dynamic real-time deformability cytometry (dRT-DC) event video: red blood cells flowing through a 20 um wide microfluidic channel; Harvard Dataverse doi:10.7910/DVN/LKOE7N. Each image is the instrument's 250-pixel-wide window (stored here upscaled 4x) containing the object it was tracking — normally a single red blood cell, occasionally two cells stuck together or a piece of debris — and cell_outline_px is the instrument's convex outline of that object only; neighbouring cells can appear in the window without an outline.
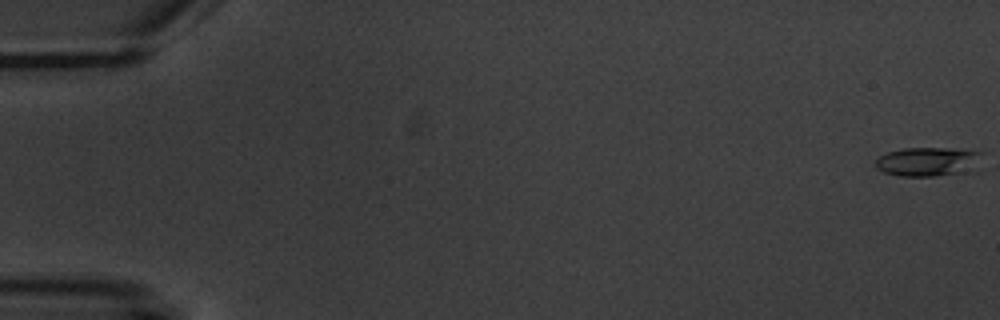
{"species": "common noctule bat (a hibernating species)", "species_latin": "Nyctalus noctula", "temperature_condition": "warm", "stored_images_in_passage": 16, "camera_frame_rate_fps": 3000, "um_per_image_px": 0.085, "animal": {"sex": "male", "body_mass_g": 20.1, "forearm_length_mm": 53.5}, "frame": {"image": 1, "passage_image": 1, "time_ms": 0.0, "image_size_px": [1000, 320], "cell_outline_px": [[984, 152], [980, 172], [936, 176], [900, 176], [884, 172], [876, 168], [876, 160], [880, 156], [888, 152], [904, 148], [960, 148]], "centroid_in_image_um": [79.08, 13.75], "position_along_channel_um": 5.9, "area_um2": 19.02}}
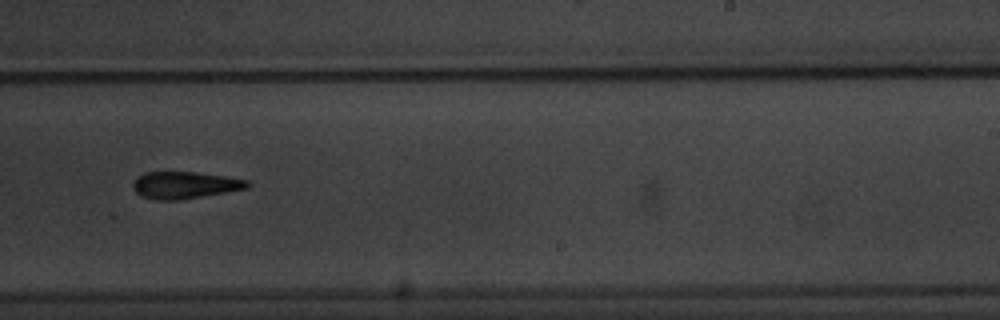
{"frame": {"image": 2, "passage_image": 10, "time_ms": 12.0, "image_size_px": [1000, 320], "cell_outline_px": [[252, 184], [248, 188], [180, 200], [156, 200], [140, 196], [132, 188], [132, 184], [136, 176], [144, 172], [196, 172], [224, 176], [248, 180]], "centroid_in_image_um": [15.67, 15.73], "position_along_channel_um": 273.3, "area_um2": 18.15}}
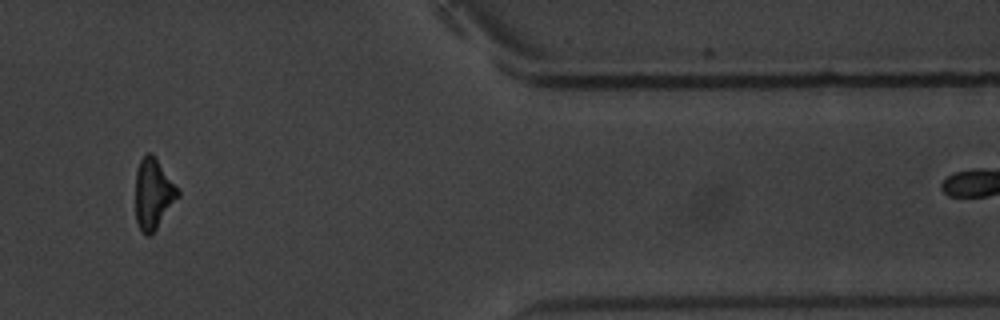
{"frame": {"image": 3, "passage_image": 14, "time_ms": 16.333, "image_size_px": [1000, 320], "cell_outline_px": [[180, 196], [156, 228], [148, 236], [144, 236], [136, 220], [136, 172], [140, 160], [148, 152], [152, 152], [180, 192]], "centroid_in_image_um": [13.02, 16.47], "position_along_channel_um": 398.4, "area_um2": 17.17}, "authors_computed_cell_mechanics": {"area_um2": 18.4382, "velocity_mm_per_s": 3.5832, "shape_relaxation_time_tau1_ms": 4.5093, "shape_relaxation_time_tau2_ms": 7.9222, "deformation_change_tau1": 0.1484, "deformation_change_tau2": 0.212}}